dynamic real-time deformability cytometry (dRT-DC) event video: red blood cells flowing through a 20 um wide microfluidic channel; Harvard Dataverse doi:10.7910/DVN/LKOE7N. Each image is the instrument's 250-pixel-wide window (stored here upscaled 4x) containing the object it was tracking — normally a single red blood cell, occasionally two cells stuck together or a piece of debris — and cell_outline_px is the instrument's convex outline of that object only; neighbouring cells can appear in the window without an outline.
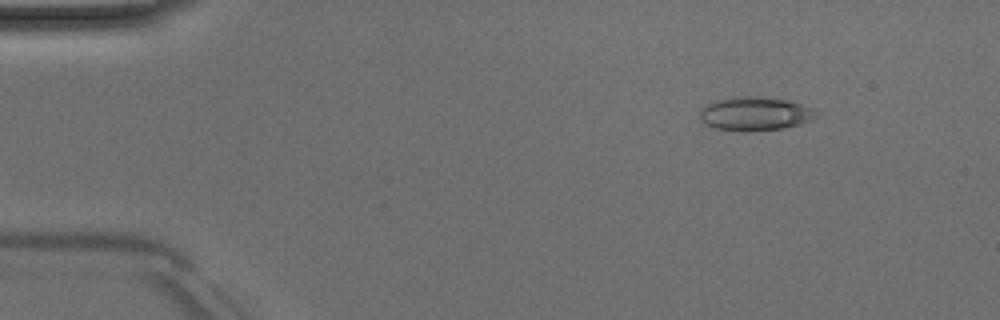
{"species": "Egyptian fruit bat (a non-hibernating species)", "species_latin": "Rousettus aegyptiacus", "temperature_condition": "room temperature", "stored_images_in_passage": 51, "camera_frame_rate_fps": 3000, "um_per_image_px": 0.085, "animal": {"sex": "male"}, "frame": {"image": 1, "passage_image": 7, "time_ms": 2.0, "image_size_px": [1000, 320], "cell_outline_px": [[820, 116], [800, 124], [780, 128], [716, 128], [700, 120], [700, 108], [716, 100], [740, 96], [756, 96], [784, 100], [816, 108]], "centroid_in_image_um": [64.23, 9.61], "position_along_channel_um": 20.8, "area_um2": 21.85}}
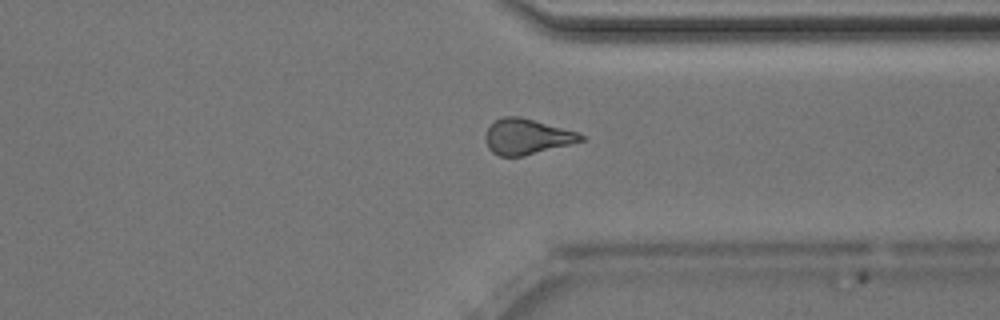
{"frame": {"image": 2, "passage_image": 39, "time_ms": 12.667, "image_size_px": [1000, 320], "cell_outline_px": [[588, 136], [584, 140], [572, 144], [524, 156], [500, 156], [492, 152], [488, 148], [484, 136], [488, 128], [496, 120], [504, 116], [520, 116], [576, 132]], "centroid_in_image_um": [44.79, 11.62], "position_along_channel_um": 366.6, "area_um2": 19.71}}
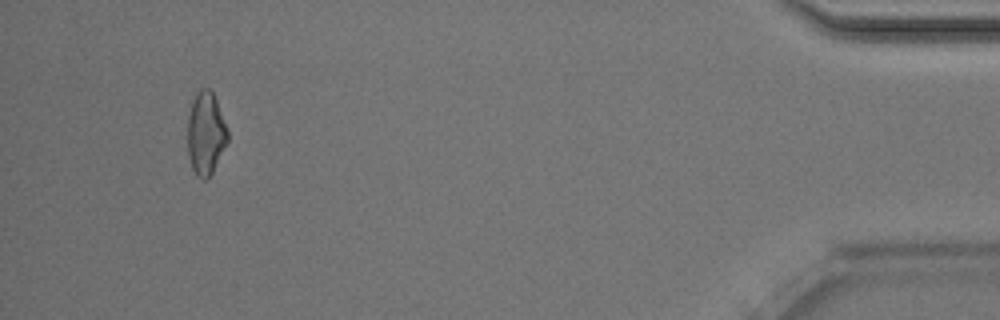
{"frame": {"image": 3, "passage_image": 48, "time_ms": 15.667, "image_size_px": [1000, 320], "cell_outline_px": [[228, 140], [212, 172], [204, 180], [196, 176], [192, 168], [188, 156], [188, 116], [192, 100], [196, 92], [200, 88], [208, 88], [212, 92], [216, 100], [228, 128]], "centroid_in_image_um": [17.48, 11.32], "position_along_channel_um": 417.7, "area_um2": 19.31}, "authors_computed_cell_mechanics": {"area_um2": 20.2878, "velocity_mm_per_s": 4.0527, "shape_relaxation_time_tau1_ms": 8.3477, "shape_relaxation_time_tau2_ms": 3.6544, "deformation_change_tau1": 0.1916, "deformation_change_tau2": 0.1275}}